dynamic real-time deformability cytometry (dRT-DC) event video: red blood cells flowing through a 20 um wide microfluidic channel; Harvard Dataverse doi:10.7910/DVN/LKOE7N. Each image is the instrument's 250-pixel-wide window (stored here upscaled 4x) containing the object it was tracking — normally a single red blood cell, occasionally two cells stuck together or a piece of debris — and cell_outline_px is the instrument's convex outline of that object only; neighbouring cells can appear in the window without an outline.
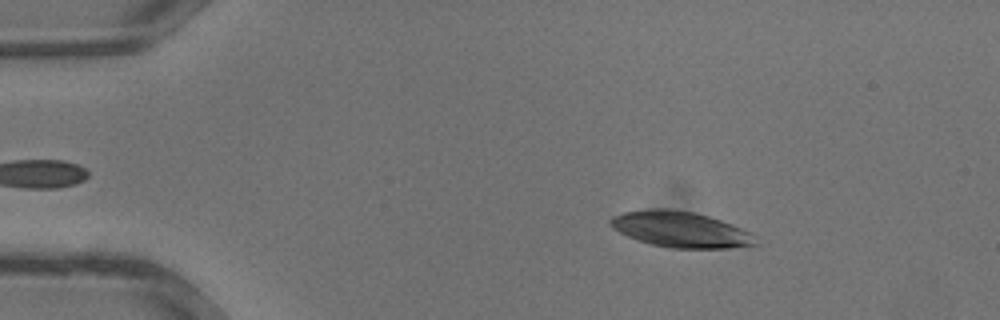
{"species": "common noctule bat (a hibernating species)", "species_latin": "Nyctalus noctula", "temperature_condition": "warm", "stored_images_in_passage": 34, "camera_frame_rate_fps": 3000, "um_per_image_px": 0.085, "animal": {"sex": "male", "body_mass_g": 13.3}, "frame": {"image": 1, "passage_image": 5, "time_ms": 1.333, "image_size_px": [1000, 320], "cell_outline_px": [[760, 244], [732, 248], [668, 248], [636, 240], [612, 228], [608, 224], [608, 220], [612, 216], [624, 212], [652, 208], [668, 208], [692, 212], [708, 216], [732, 224], [748, 232]], "centroid_in_image_um": [57.8, 19.5], "position_along_channel_um": 27.2, "area_um2": 30.29}}
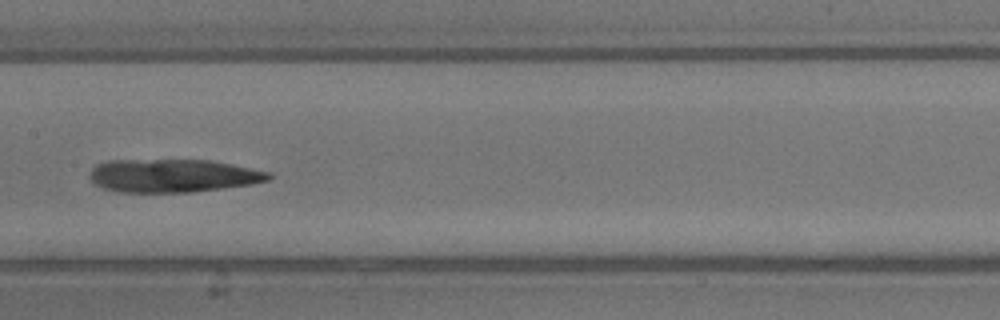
{"frame": {"image": 2, "passage_image": 17, "time_ms": 5.333, "image_size_px": [1000, 320], "cell_outline_px": [[272, 176], [268, 180], [252, 184], [224, 188], [192, 192], [124, 192], [104, 188], [96, 184], [92, 180], [92, 168], [96, 164], [108, 160], [208, 160], [232, 164], [272, 172]], "centroid_in_image_um": [14.75, 14.93], "position_along_channel_um": 192.6, "area_um2": 34.45}}
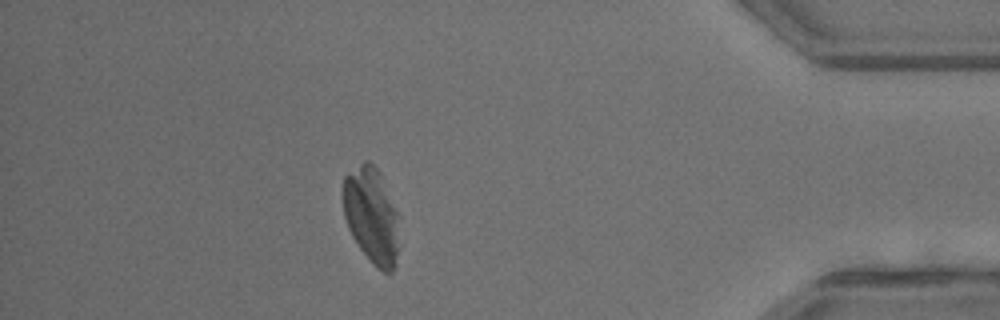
{"frame": {"image": 3, "passage_image": 30, "time_ms": 9.667, "image_size_px": [1000, 320], "cell_outline_px": [[400, 244], [396, 264], [392, 272], [384, 272], [376, 268], [372, 264], [360, 248], [352, 236], [348, 228], [344, 216], [344, 176], [364, 160], [368, 160], [380, 172], [400, 216]], "centroid_in_image_um": [31.64, 18.35], "position_along_channel_um": 403.6, "area_um2": 32.08}}